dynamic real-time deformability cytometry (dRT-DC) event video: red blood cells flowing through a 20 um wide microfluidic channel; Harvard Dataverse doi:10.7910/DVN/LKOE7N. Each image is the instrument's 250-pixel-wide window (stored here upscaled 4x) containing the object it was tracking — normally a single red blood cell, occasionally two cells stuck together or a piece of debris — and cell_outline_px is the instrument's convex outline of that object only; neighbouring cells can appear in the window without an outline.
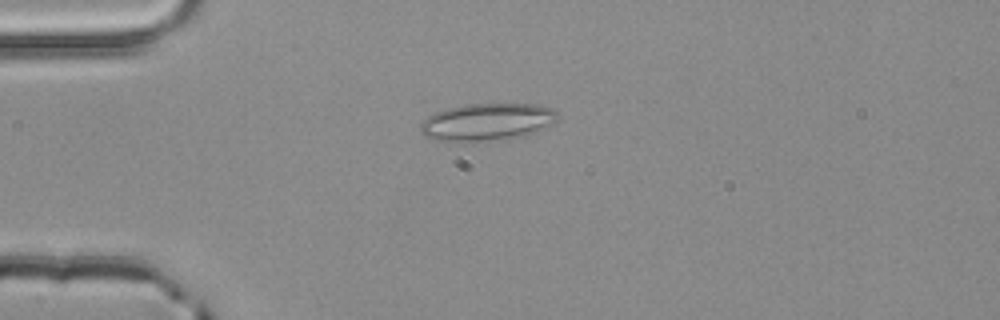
{"species": "common noctule bat (a hibernating species)", "species_latin": "Nyctalus noctula", "temperature_condition": "room temperature", "stored_images_in_passage": 2, "camera_frame_rate_fps": 3000, "um_per_image_px": 0.085, "animal": {"sex": "male", "body_mass_g": 20.4}, "frame": {"image": 1, "passage_image": 1, "time_ms": 0.0, "image_size_px": [1000, 320], "cell_outline_px": [[560, 120], [552, 124], [524, 136], [456, 144], [436, 140], [424, 136], [420, 132], [420, 124], [428, 116], [436, 112], [448, 108], [468, 104], [536, 104], [552, 108], [556, 112]], "centroid_in_image_um": [41.37, 10.39], "position_along_channel_um": 43.6, "area_um2": 30.23}}